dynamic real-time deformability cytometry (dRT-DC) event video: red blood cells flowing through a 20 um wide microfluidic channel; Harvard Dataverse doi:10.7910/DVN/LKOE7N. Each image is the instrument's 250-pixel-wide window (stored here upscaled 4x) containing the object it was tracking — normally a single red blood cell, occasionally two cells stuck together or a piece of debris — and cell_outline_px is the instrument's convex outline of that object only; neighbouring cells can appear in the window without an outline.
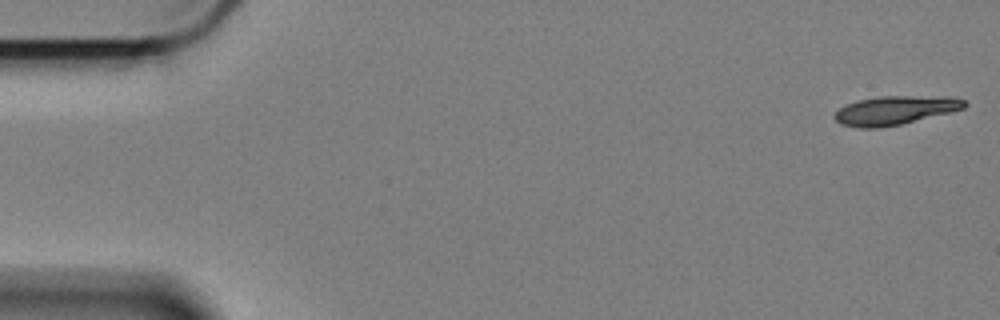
{"species": "Egyptian fruit bat (a non-hibernating species)", "species_latin": "Rousettus aegyptiacus", "temperature_condition": "cold", "stored_images_in_passage": 58, "camera_frame_rate_fps": 3000, "um_per_image_px": 0.085, "animal": {"sex": "female"}, "frame": {"image": 1, "passage_image": 1, "time_ms": 0.0, "image_size_px": [1000, 320], "cell_outline_px": [[968, 104], [964, 108], [900, 124], [876, 128], [860, 128], [840, 124], [836, 120], [836, 112], [840, 108], [856, 100], [880, 96], [952, 96], [964, 100]], "centroid_in_image_um": [76.09, 9.36], "position_along_channel_um": 8.9, "area_um2": 21.5}}
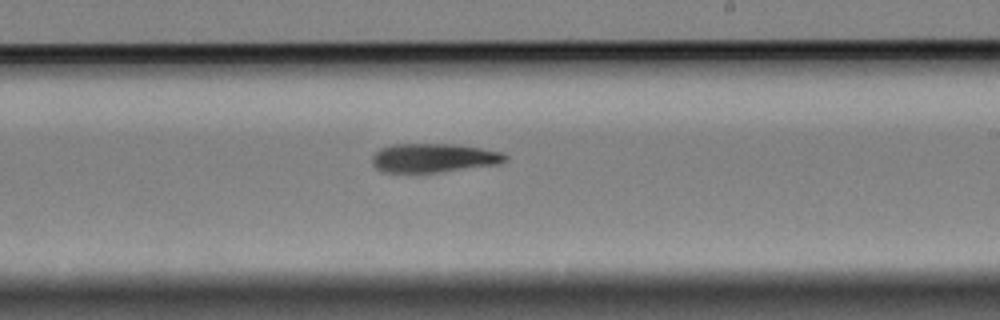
{"frame": {"image": 2, "passage_image": 34, "time_ms": 11.0, "image_size_px": [1000, 320], "cell_outline_px": [[508, 156], [500, 164], [440, 172], [380, 172], [372, 164], [372, 156], [380, 148], [392, 144], [456, 144], [504, 152]], "centroid_in_image_um": [36.85, 13.42], "position_along_channel_um": 252.1, "area_um2": 22.54}}
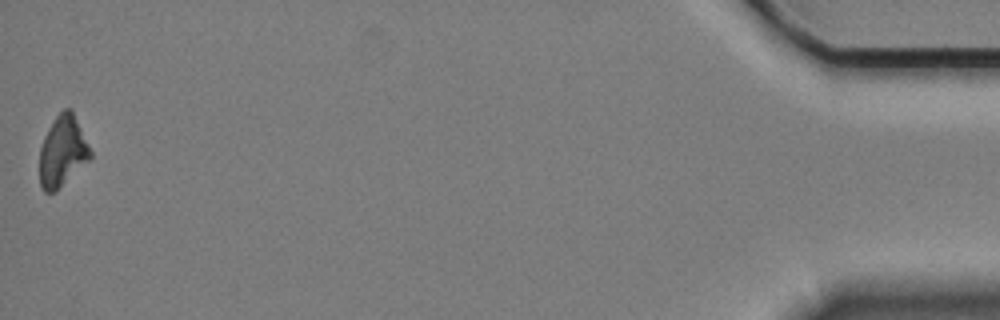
{"frame": {"image": 3, "passage_image": 58, "time_ms": 19.0, "image_size_px": [1000, 320], "cell_outline_px": [[92, 156], [88, 160], [52, 192], [44, 192], [40, 188], [40, 148], [44, 136], [52, 120], [64, 108], [72, 108], [92, 152]], "centroid_in_image_um": [5.3, 12.79], "position_along_channel_um": 429.9, "area_um2": 20.52}, "authors_computed_cell_mechanics": {"area_um2": 22.2241, "velocity_mm_per_s": 3.3797, "shape_relaxation_time_tau1_ms": 6.8822, "shape_relaxation_time_tau2_ms": null, "deformation_change_tau1": 0.1679, "deformation_change_tau2": null}}